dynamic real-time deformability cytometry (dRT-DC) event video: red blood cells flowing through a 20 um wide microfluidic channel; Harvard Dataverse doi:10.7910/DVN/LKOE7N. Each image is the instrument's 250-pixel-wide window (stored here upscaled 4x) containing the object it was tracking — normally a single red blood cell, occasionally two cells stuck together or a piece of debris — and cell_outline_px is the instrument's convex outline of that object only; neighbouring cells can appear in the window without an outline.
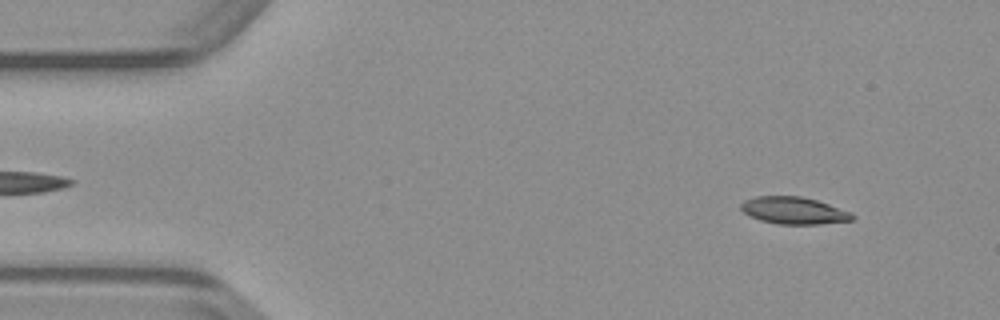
{"species": "common noctule bat (a hibernating species)", "species_latin": "Nyctalus noctula", "temperature_condition": "warm", "stored_images_in_passage": 48, "camera_frame_rate_fps": 3000, "um_per_image_px": 0.085, "animal": {"sex": "male", "body_mass_g": 23.1, "forearm_length_mm": 52.7}, "frame": {"image": 1, "passage_image": 4, "time_ms": 1.0, "image_size_px": [1000, 320], "cell_outline_px": [[856, 216], [852, 220], [820, 224], [776, 224], [760, 220], [748, 216], [740, 208], [740, 204], [744, 200], [756, 196], [800, 196], [816, 200], [852, 212]], "centroid_in_image_um": [67.46, 17.9], "position_along_channel_um": 17.5, "area_um2": 17.69}}
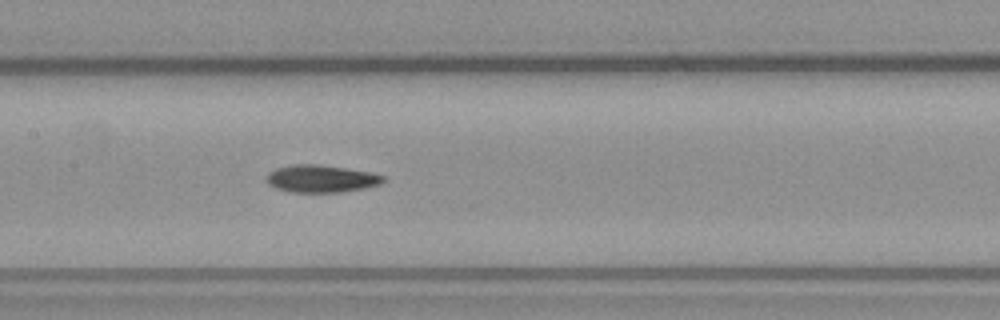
{"frame": {"image": 2, "passage_image": 22, "time_ms": 7.0, "image_size_px": [1000, 320], "cell_outline_px": [[384, 180], [380, 184], [364, 188], [340, 192], [292, 192], [276, 188], [268, 184], [268, 172], [276, 168], [292, 164], [316, 164], [372, 172], [384, 176]], "centroid_in_image_um": [27.29, 15.18], "position_along_channel_um": 180.1, "area_um2": 18.5}}
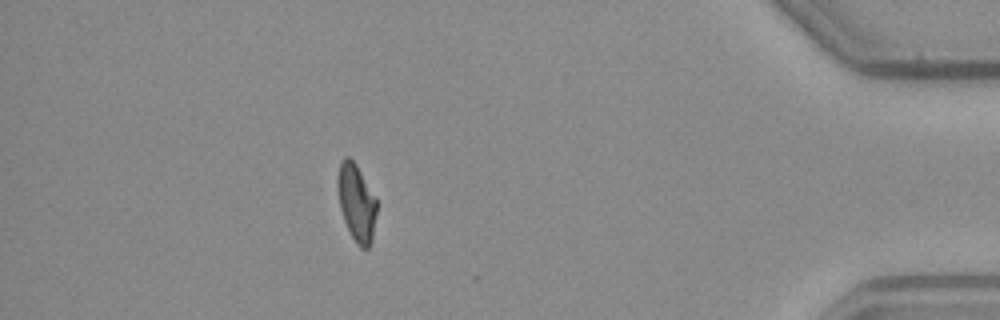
{"frame": {"image": 3, "passage_image": 42, "time_ms": 13.667, "image_size_px": [1000, 320], "cell_outline_px": [[376, 212], [372, 240], [368, 248], [360, 248], [356, 244], [344, 220], [340, 208], [336, 184], [336, 180], [340, 164], [344, 156], [348, 156], [356, 164], [376, 200]], "centroid_in_image_um": [30.27, 17.23], "position_along_channel_um": 404.9, "area_um2": 17.34}}